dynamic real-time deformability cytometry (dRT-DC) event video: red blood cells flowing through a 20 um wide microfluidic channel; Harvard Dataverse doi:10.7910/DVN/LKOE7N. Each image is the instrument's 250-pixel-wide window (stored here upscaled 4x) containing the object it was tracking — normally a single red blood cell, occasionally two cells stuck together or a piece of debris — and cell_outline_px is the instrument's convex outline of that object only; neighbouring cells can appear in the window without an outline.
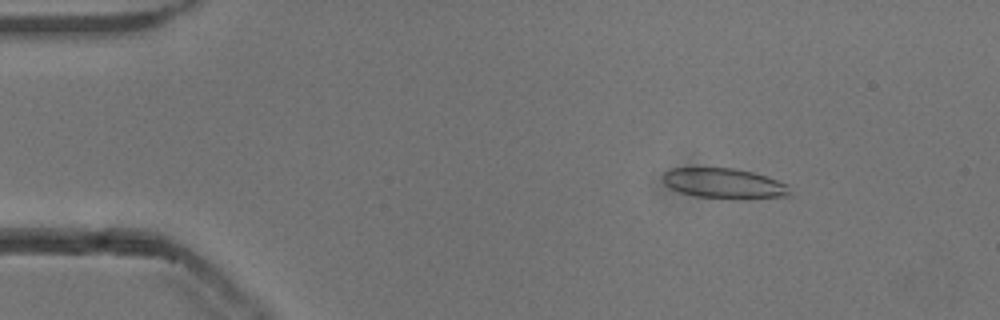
{"species": "common noctule bat (a hibernating species)", "species_latin": "Nyctalus noctula", "temperature_condition": "cold", "stored_images_in_passage": 47, "camera_frame_rate_fps": 3000, "um_per_image_px": 0.085, "animal": {"sex": "male", "body_mass_g": 13.3}, "frame": {"image": 1, "passage_image": 1, "time_ms": 0.0, "image_size_px": [1000, 320], "cell_outline_px": [[792, 196], [752, 200], [736, 200], [696, 196], [680, 192], [664, 184], [664, 172], [672, 168], [732, 168], [752, 172], [788, 184]], "centroid_in_image_um": [61.63, 15.63], "position_along_channel_um": 23.4, "area_um2": 22.72}}
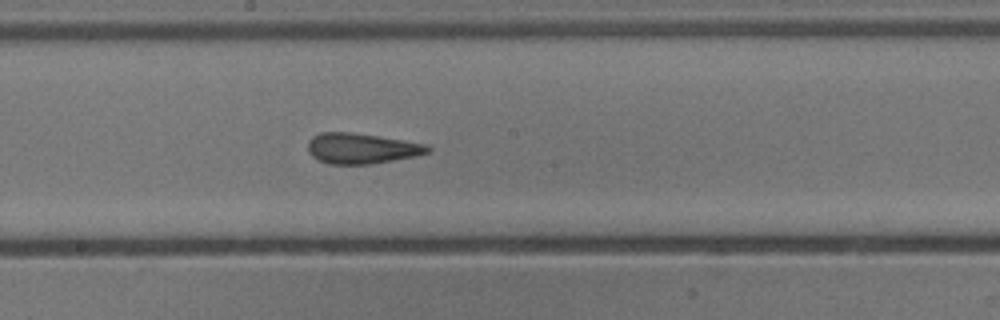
{"frame": {"image": 2, "passage_image": 22, "time_ms": 7.0, "image_size_px": [1000, 320], "cell_outline_px": [[432, 152], [416, 156], [372, 164], [328, 164], [312, 156], [308, 152], [308, 140], [312, 136], [320, 132], [352, 132], [404, 140], [428, 144], [432, 148]], "centroid_in_image_um": [30.76, 12.61], "position_along_channel_um": 217.4, "area_um2": 21.56}}
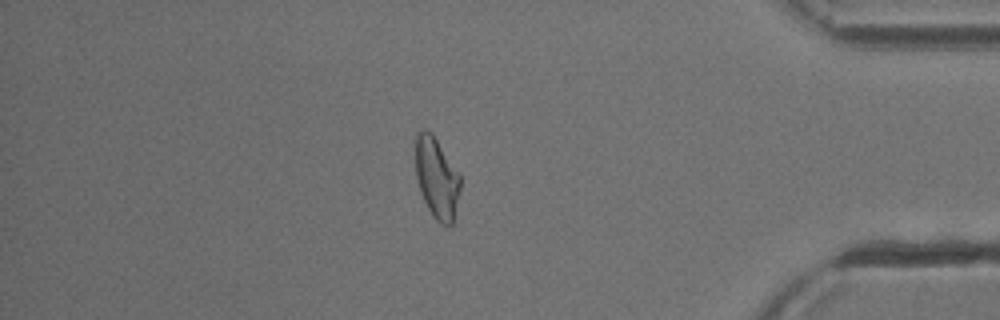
{"frame": {"image": 3, "passage_image": 39, "time_ms": 12.667, "image_size_px": [1000, 320], "cell_outline_px": [[460, 188], [452, 224], [448, 228], [440, 224], [432, 216], [424, 200], [416, 176], [416, 132], [420, 128], [424, 128], [432, 132], [460, 172]], "centroid_in_image_um": [37.13, 15.09], "position_along_channel_um": 398.1, "area_um2": 21.39}, "authors_computed_cell_mechanics": {"area_um2": 21.5594, "velocity_mm_per_s": 3.8448, "shape_relaxation_time_tau1_ms": 5.5002, "shape_relaxation_time_tau2_ms": 1.5436, "deformation_change_tau1": 0.1701, "deformation_change_tau2": 0.1167}}